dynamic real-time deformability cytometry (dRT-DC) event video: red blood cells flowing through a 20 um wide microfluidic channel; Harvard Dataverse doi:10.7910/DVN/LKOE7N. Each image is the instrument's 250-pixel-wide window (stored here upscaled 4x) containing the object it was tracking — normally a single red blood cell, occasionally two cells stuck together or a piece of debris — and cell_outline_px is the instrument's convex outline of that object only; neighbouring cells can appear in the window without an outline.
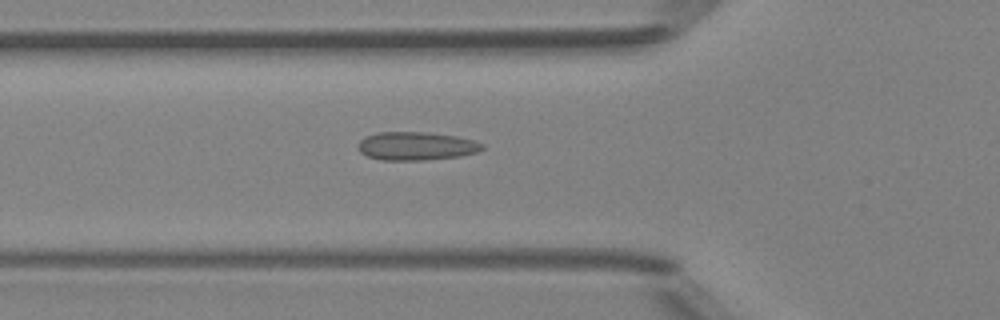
{"species": "Egyptian fruit bat (a non-hibernating species)", "species_latin": "Rousettus aegyptiacus", "temperature_condition": "room temperature", "stored_images_in_passage": 17, "camera_frame_rate_fps": 3000, "um_per_image_px": 0.085, "animal": {"sex": "female"}, "frame": {"image": 1, "passage_image": 17, "time_ms": 5.333, "image_size_px": [1000, 320], "cell_outline_px": [[484, 148], [476, 152], [460, 156], [424, 160], [380, 160], [368, 156], [360, 152], [356, 148], [356, 144], [364, 136], [376, 132], [428, 132], [456, 136], [472, 140], [484, 144]], "centroid_in_image_um": [35.32, 12.41], "position_along_channel_um": 90.5, "area_um2": 20.69}}